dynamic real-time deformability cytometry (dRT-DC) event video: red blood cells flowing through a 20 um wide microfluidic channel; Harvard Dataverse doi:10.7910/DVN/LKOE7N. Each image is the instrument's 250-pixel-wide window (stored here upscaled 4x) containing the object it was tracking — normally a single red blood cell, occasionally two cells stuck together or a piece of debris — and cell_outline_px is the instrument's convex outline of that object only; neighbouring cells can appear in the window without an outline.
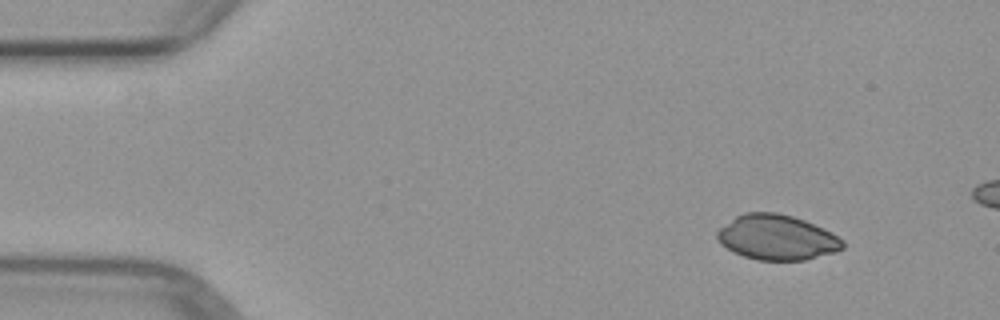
{"species": "common noctule bat (a hibernating species)", "species_latin": "Nyctalus noctula", "temperature_condition": "warm", "stored_images_in_passage": 4, "camera_frame_rate_fps": 3000, "um_per_image_px": 0.085, "animal": {"sex": "female", "body_mass_g": 29.2, "forearm_length_mm": 56.3}, "frame": {"image": 1, "passage_image": 1, "time_ms": 0.0, "image_size_px": [1000, 320], "cell_outline_px": [[844, 248], [836, 252], [804, 260], [756, 260], [732, 252], [720, 244], [716, 240], [716, 232], [720, 228], [736, 216], [744, 212], [776, 212], [792, 216], [804, 220], [824, 228], [832, 232], [844, 240]], "centroid_in_image_um": [66.03, 20.18], "position_along_channel_um": 19.0, "area_um2": 33.23}}